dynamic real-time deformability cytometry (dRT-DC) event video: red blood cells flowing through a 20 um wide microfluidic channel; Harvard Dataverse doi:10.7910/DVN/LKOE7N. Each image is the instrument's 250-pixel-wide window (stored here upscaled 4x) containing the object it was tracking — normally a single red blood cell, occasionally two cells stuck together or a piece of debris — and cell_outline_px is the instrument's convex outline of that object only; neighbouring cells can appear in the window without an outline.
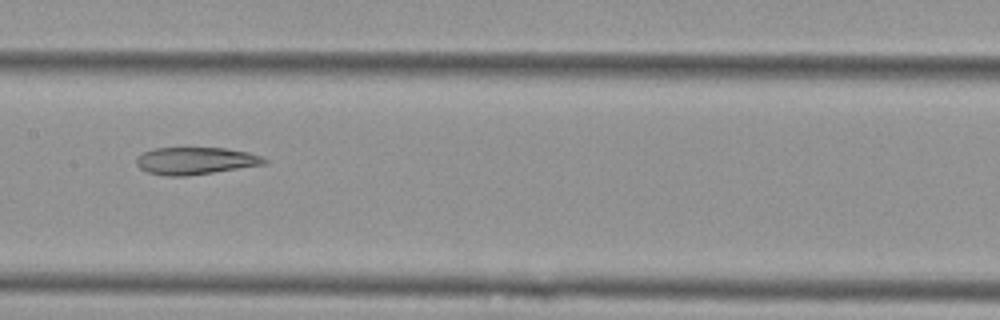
{"species": "Egyptian fruit bat (a non-hibernating species)", "species_latin": "Rousettus aegyptiacus", "temperature_condition": "cold", "stored_images_in_passage": 14, "camera_frame_rate_fps": 3000, "um_per_image_px": 0.085, "animal": {"sex": "female"}, "frame": {"image": 1, "passage_image": 7, "time_ms": 2.0, "image_size_px": [1000, 320], "cell_outline_px": [[268, 164], [188, 176], [164, 176], [148, 172], [140, 168], [136, 164], [136, 156], [144, 152], [156, 148], [224, 148], [248, 152], [260, 156], [268, 160]], "centroid_in_image_um": [16.62, 13.68], "position_along_channel_um": 190.8, "area_um2": 20.4}}
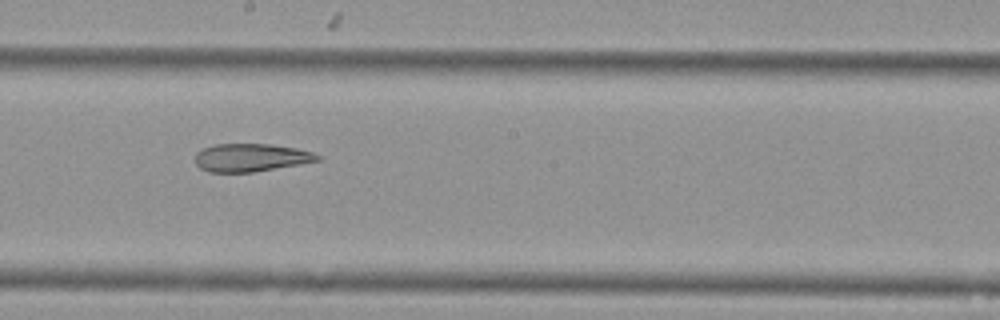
{"frame": {"image": 2, "passage_image": 8, "time_ms": 2.333, "image_size_px": [1000, 320], "cell_outline_px": [[320, 160], [300, 164], [252, 172], [208, 172], [200, 168], [196, 164], [196, 152], [200, 148], [216, 144], [272, 144], [296, 148], [312, 152], [320, 156]], "centroid_in_image_um": [21.29, 13.39], "position_along_channel_um": 226.9, "area_um2": 19.94}}
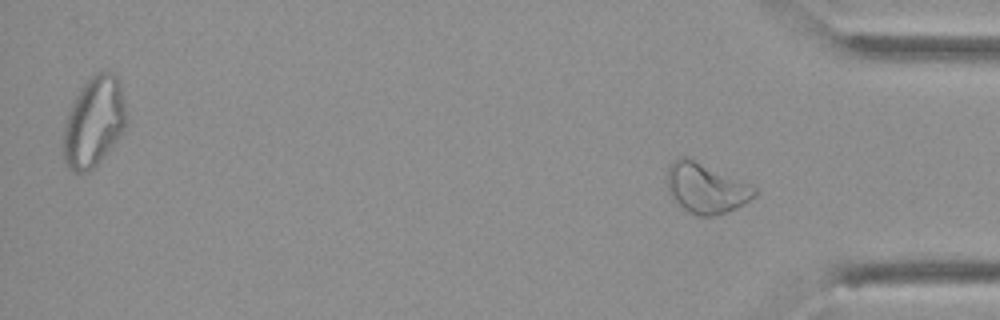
{"frame": {"image": 3, "passage_image": 14, "time_ms": 4.333, "image_size_px": [1000, 320], "cell_outline_px": [[756, 196], [744, 204], [736, 208], [716, 216], [696, 216], [688, 212], [668, 192], [668, 168], [672, 160], [680, 156], [684, 156], [756, 188]], "centroid_in_image_um": [59.99, 16.02], "position_along_channel_um": 375.2, "area_um2": 24.8}}